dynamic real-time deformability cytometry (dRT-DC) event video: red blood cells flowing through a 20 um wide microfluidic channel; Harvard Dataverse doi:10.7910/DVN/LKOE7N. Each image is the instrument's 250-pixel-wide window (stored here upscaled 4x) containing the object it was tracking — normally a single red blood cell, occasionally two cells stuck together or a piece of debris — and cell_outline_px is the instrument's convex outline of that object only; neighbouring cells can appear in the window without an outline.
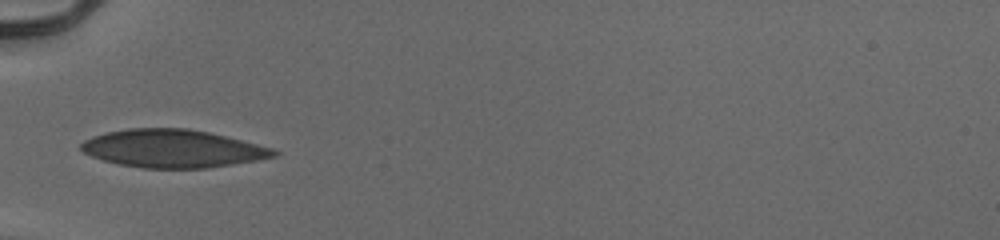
{"species": "human", "species_latin": "Homo sapiens", "temperature_condition": "cold", "stored_images_in_passage": 9, "camera_frame_rate_fps": 3000, "um_per_image_px": 0.085, "donor": {"sex": "male"}, "frame": {"image": 1, "passage_image": 1, "time_ms": 0.0, "image_size_px": [1000, 240], "cell_outline_px": [[280, 152], [276, 156], [256, 160], [208, 168], [144, 168], [120, 164], [104, 160], [92, 156], [84, 152], [80, 148], [80, 144], [84, 140], [92, 136], [104, 132], [128, 128], [188, 128], [208, 132], [272, 148]], "centroid_in_image_um": [14.65, 12.62], "position_along_channel_um": 70.4, "area_um2": 42.37}}
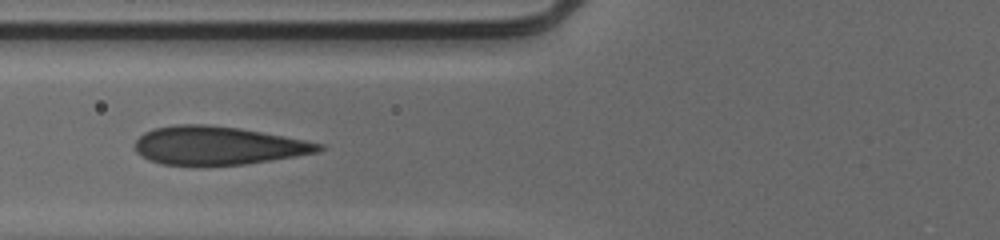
{"frame": {"image": 2, "passage_image": 4, "time_ms": 1.0, "image_size_px": [1000, 240], "cell_outline_px": [[324, 148], [320, 152], [272, 160], [244, 164], [200, 168], [196, 168], [164, 164], [148, 160], [136, 152], [132, 144], [144, 132], [152, 128], [176, 124], [208, 124], [240, 128], [304, 140], [324, 144]], "centroid_in_image_um": [18.45, 12.4], "position_along_channel_um": 107.3, "area_um2": 42.14}}
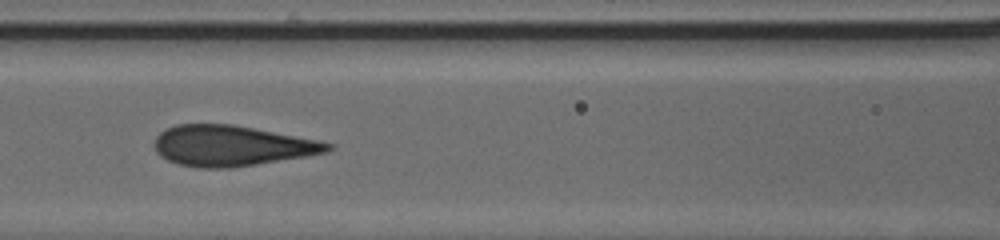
{"frame": {"image": 3, "passage_image": 7, "time_ms": 2.0, "image_size_px": [1000, 240], "cell_outline_px": [[332, 148], [328, 152], [308, 156], [256, 164], [228, 168], [200, 168], [180, 164], [168, 160], [160, 156], [156, 152], [152, 144], [156, 136], [164, 128], [176, 124], [232, 124], [320, 140], [332, 144]], "centroid_in_image_um": [19.66, 12.38], "position_along_channel_um": 146.9, "area_um2": 41.15}}